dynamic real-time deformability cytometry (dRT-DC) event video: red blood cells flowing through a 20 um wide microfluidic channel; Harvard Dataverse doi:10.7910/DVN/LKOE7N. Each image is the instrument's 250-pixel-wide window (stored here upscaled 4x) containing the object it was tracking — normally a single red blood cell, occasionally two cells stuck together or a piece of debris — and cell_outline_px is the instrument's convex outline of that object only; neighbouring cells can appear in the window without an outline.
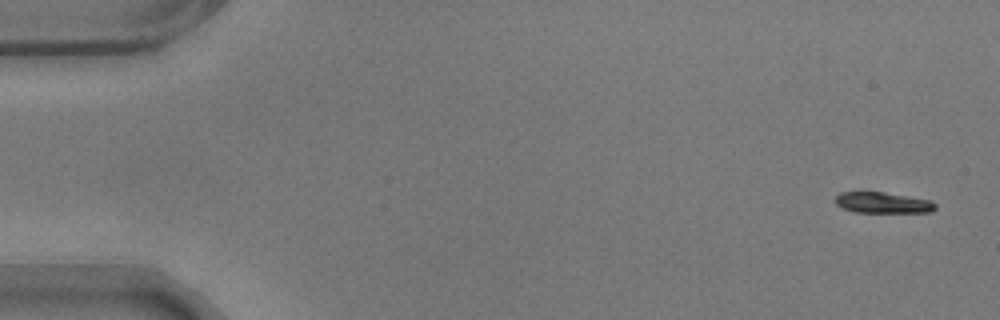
{"species": "common noctule bat (a hibernating species)", "species_latin": "Nyctalus noctula", "temperature_condition": "warm", "stored_images_in_passage": 9, "camera_frame_rate_fps": 3000, "um_per_image_px": 0.085, "animal": {"sex": "male", "body_mass_g": 17.9}, "frame": {"image": 1, "passage_image": 1, "time_ms": 0.0, "image_size_px": [1000, 320], "cell_outline_px": [[936, 208], [932, 212], [856, 212], [840, 208], [836, 204], [836, 196], [840, 192], [884, 192], [928, 200], [936, 204]], "centroid_in_image_um": [75.0, 17.23], "position_along_channel_um": 10.0, "area_um2": 12.08}}